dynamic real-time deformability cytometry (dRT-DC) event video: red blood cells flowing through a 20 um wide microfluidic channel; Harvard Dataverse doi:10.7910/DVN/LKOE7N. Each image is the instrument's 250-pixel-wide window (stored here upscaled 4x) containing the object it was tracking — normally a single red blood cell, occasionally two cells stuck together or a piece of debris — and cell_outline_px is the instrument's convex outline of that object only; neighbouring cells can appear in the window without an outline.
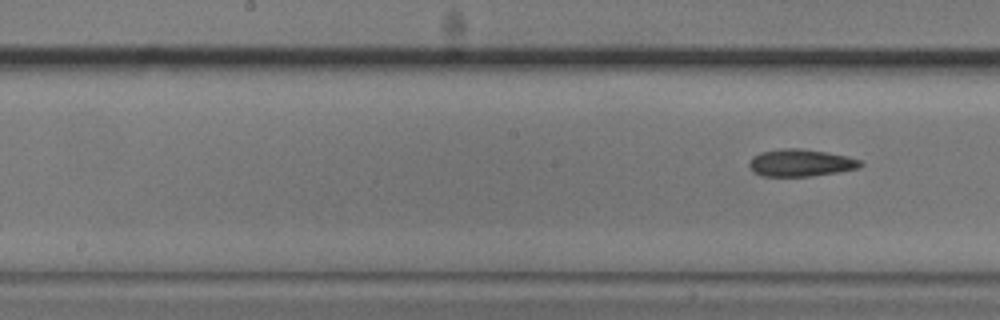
{"species": "common noctule bat (a hibernating species)", "species_latin": "Nyctalus noctula", "temperature_condition": "cold", "stored_images_in_passage": 10, "segment_of_instrument_passage": [2, 2], "camera_frame_rate_fps": 3000, "um_per_image_px": 0.085, "animal": {"sex": "male", "body_mass_g": 20.5, "forearm_length_mm": 52.5}, "frame": {"image": 1, "passage_image": 10, "time_ms": 11.333, "image_size_px": [1000, 320], "cell_outline_px": [[864, 164], [860, 168], [840, 172], [812, 176], [760, 176], [752, 172], [748, 164], [752, 156], [760, 152], [780, 148], [800, 148], [828, 152], [860, 160]], "centroid_in_image_um": [68.03, 13.84], "position_along_channel_um": 180.2, "area_um2": 17.92}}